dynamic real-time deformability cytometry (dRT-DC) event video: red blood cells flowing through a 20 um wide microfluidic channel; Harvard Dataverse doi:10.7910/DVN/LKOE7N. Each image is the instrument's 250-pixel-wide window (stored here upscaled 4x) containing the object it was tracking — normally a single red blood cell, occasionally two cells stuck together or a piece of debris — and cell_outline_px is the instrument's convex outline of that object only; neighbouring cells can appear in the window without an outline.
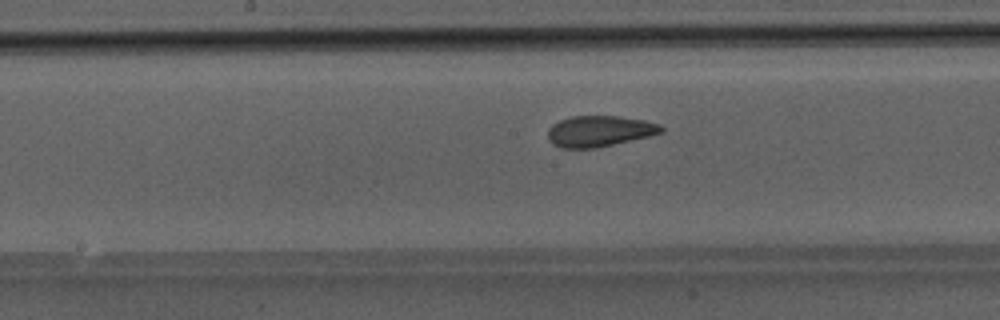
{"species": "Egyptian fruit bat (a non-hibernating species)", "species_latin": "Rousettus aegyptiacus", "temperature_condition": "room temperature", "stored_images_in_passage": 42, "camera_frame_rate_fps": 3000, "um_per_image_px": 0.085, "animal": {"sex": "male"}, "frame": {"image": 1, "passage_image": 18, "time_ms": 5.667, "image_size_px": [1000, 320], "cell_outline_px": [[664, 132], [648, 136], [596, 148], [560, 148], [552, 144], [548, 140], [548, 128], [552, 124], [560, 120], [572, 116], [620, 116], [644, 120], [660, 124], [664, 128]], "centroid_in_image_um": [50.93, 11.14], "position_along_channel_um": 197.3, "area_um2": 20.52}}
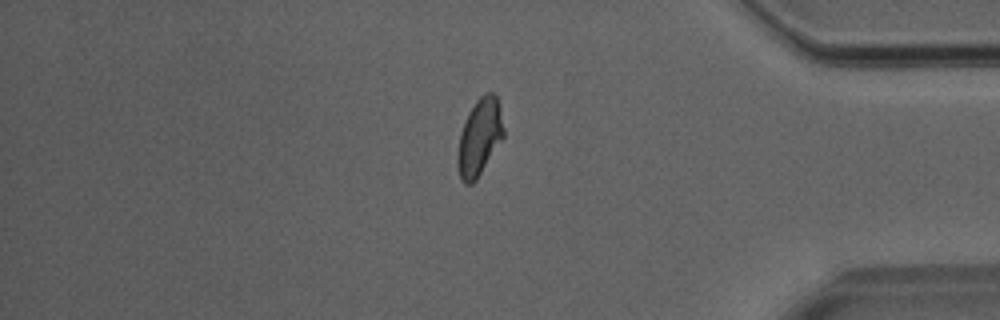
{"frame": {"image": 2, "passage_image": 34, "time_ms": 11.0, "image_size_px": [1000, 320], "cell_outline_px": [[504, 136], [476, 180], [472, 184], [464, 184], [460, 180], [456, 160], [460, 132], [468, 112], [476, 100], [484, 92], [492, 92], [496, 96], [500, 108], [504, 128]], "centroid_in_image_um": [40.74, 11.66], "position_along_channel_um": 394.5, "area_um2": 20.69}}
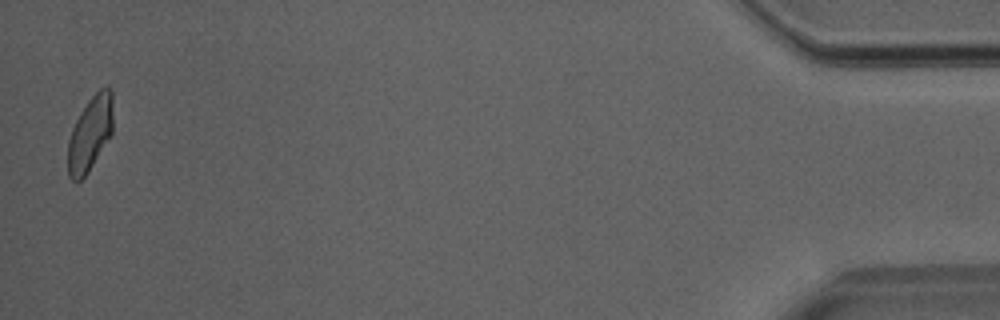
{"frame": {"image": 3, "passage_image": 41, "time_ms": 13.333, "image_size_px": [1000, 320], "cell_outline_px": [[112, 132], [88, 172], [80, 180], [72, 180], [68, 176], [68, 140], [72, 128], [80, 112], [88, 100], [100, 88], [108, 88], [112, 92]], "centroid_in_image_um": [7.64, 11.35], "position_along_channel_um": 427.6, "area_um2": 19.31}}